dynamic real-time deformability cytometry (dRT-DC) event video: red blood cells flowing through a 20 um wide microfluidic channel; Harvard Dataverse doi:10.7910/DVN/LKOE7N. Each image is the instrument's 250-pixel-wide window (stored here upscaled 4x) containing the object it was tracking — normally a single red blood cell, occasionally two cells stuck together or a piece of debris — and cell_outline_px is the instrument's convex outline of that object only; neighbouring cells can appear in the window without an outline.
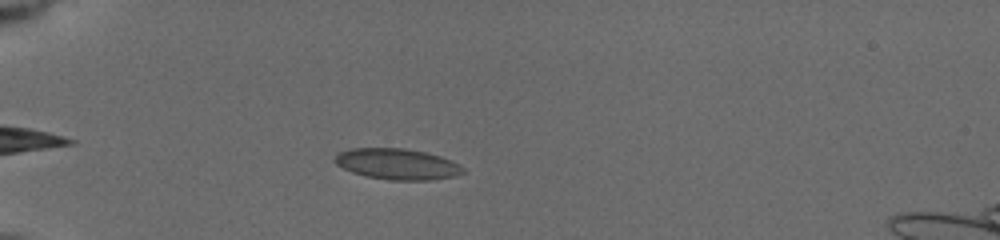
{"species": "common noctule bat (a hibernating species)", "species_latin": "Nyctalus noctula", "temperature_condition": "cold", "stored_images_in_passage": 57, "camera_frame_rate_fps": 3000, "um_per_image_px": 0.085, "animal": {"sex": "female", "body_mass_g": 19.5, "forearm_length_mm": 54.1}, "frame": {"image": 1, "passage_image": 11, "time_ms": 2.333, "image_size_px": [1000, 240], "cell_outline_px": [[464, 172], [456, 176], [432, 180], [388, 180], [364, 176], [352, 172], [336, 164], [332, 160], [340, 152], [352, 148], [404, 148], [424, 152], [440, 156], [452, 160], [460, 164], [464, 168]], "centroid_in_image_um": [33.78, 13.95], "position_along_channel_um": 51.2, "area_um2": 23.24}}
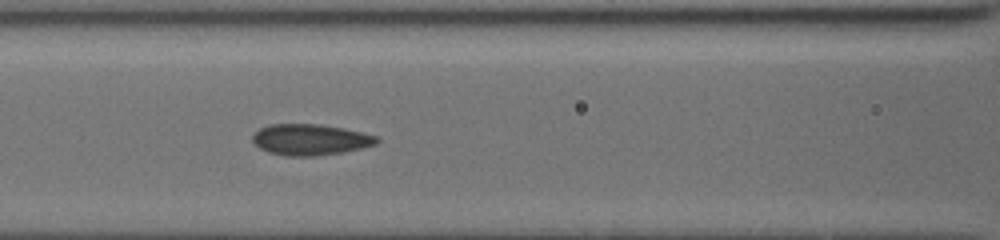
{"frame": {"image": 2, "passage_image": 26, "time_ms": 5.333, "image_size_px": [1000, 240], "cell_outline_px": [[380, 140], [376, 144], [344, 152], [316, 156], [288, 156], [268, 152], [260, 148], [252, 140], [252, 136], [260, 128], [268, 124], [320, 124], [344, 128], [376, 136]], "centroid_in_image_um": [26.36, 11.86], "position_along_channel_um": 140.2, "area_um2": 22.43}}
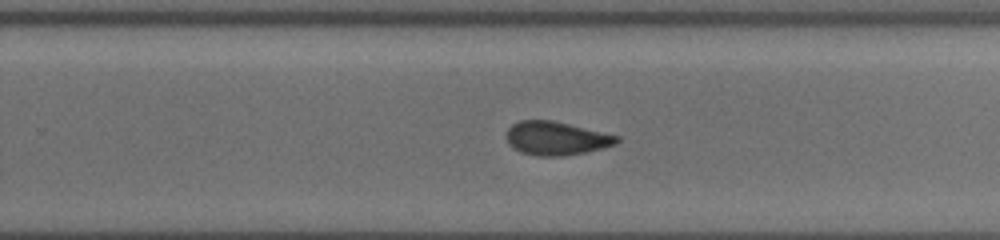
{"frame": {"image": 3, "passage_image": 55, "time_ms": 9.0, "image_size_px": [1000, 240], "cell_outline_px": [[620, 140], [616, 144], [584, 152], [564, 156], [540, 156], [520, 152], [508, 144], [504, 136], [508, 128], [512, 124], [520, 120], [552, 120], [620, 136]], "centroid_in_image_um": [47.23, 11.75], "position_along_channel_um": 282.6, "area_um2": 21.62}}